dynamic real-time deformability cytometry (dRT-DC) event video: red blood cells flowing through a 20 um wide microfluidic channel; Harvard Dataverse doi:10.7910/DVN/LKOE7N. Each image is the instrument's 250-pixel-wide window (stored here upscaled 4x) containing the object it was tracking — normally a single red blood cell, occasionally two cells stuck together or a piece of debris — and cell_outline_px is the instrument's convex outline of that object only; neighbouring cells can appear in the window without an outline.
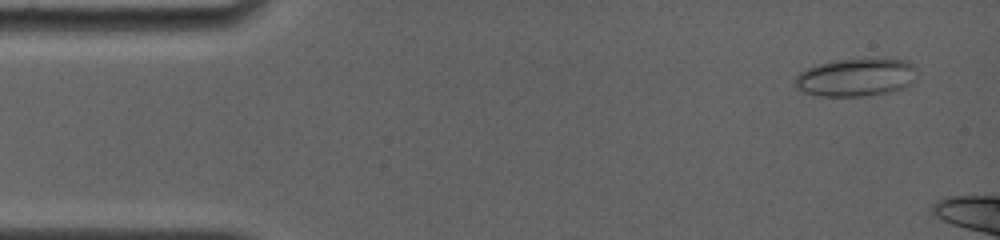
{"species": "common noctule bat (a hibernating species)", "species_latin": "Nyctalus noctula", "temperature_condition": "room temperature", "stored_images_in_passage": 36, "segment_of_instrument_passage": [1, 2], "camera_frame_rate_fps": 4000, "um_per_image_px": 0.085, "animal": {"sex": "female", "body_mass_g": 19.0, "forearm_length_mm": 56.7}, "frame": {"image": 1, "passage_image": 3, "time_ms": 0.75, "image_size_px": [1000, 240], "cell_outline_px": [[916, 80], [912, 84], [888, 92], [860, 96], [820, 96], [804, 92], [796, 88], [796, 76], [800, 72], [808, 68], [820, 64], [836, 60], [908, 60], [916, 64]], "centroid_in_image_um": [72.79, 6.59], "position_along_channel_um": 12.2, "area_um2": 26.59}}
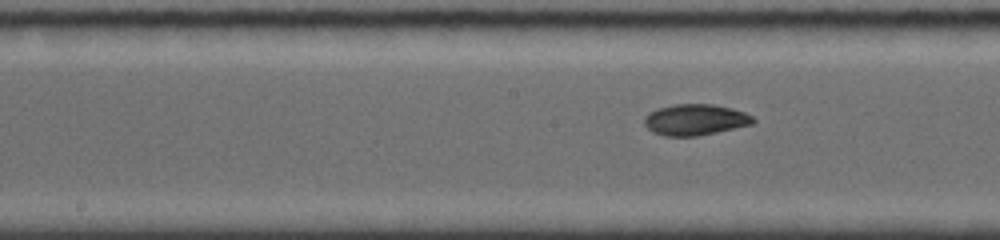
{"frame": {"image": 2, "passage_image": 23, "time_ms": 8.0, "image_size_px": [1000, 240], "cell_outline_px": [[756, 120], [752, 124], [716, 132], [696, 136], [664, 136], [652, 132], [644, 124], [644, 116], [648, 112], [660, 108], [676, 104], [712, 104], [732, 108], [744, 112], [752, 116]], "centroid_in_image_um": [59.07, 10.17], "position_along_channel_um": 189.1, "area_um2": 19.65}}
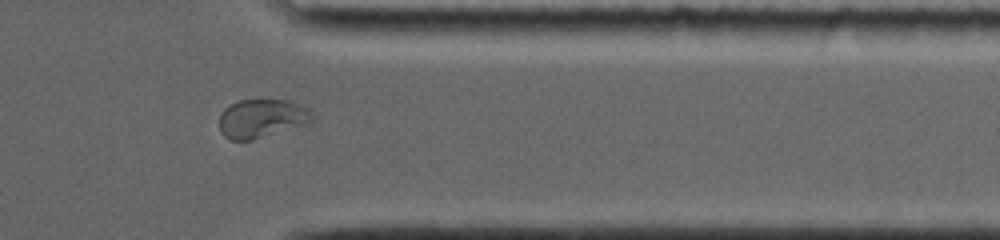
{"frame": {"image": 3, "passage_image": 33, "time_ms": 13.25, "image_size_px": [1000, 240], "cell_outline_px": [[316, 120], [312, 124], [252, 140], [228, 140], [220, 132], [220, 112], [224, 108], [240, 100], [288, 100], [308, 108], [316, 116]], "centroid_in_image_um": [22.32, 10.09], "position_along_channel_um": 389.1, "area_um2": 21.5}}